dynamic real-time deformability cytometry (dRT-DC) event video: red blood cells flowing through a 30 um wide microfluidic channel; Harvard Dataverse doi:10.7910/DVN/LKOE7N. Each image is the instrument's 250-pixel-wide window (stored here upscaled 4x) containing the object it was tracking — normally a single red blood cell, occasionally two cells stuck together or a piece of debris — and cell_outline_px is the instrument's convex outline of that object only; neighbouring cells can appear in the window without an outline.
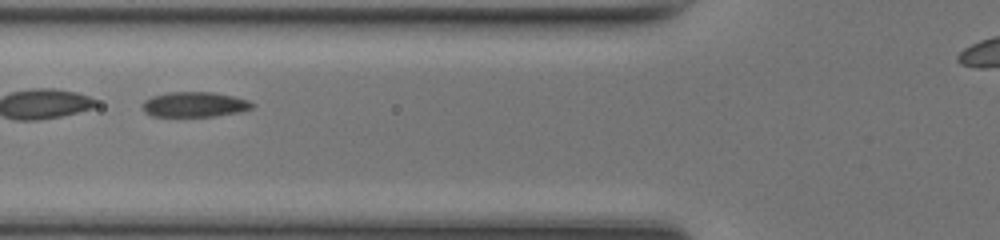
{"species": "common noctule bat (a hibernating species)", "species_latin": "Nyctalus noctula", "temperature_condition": "room temperature", "stored_images_in_passage": 38, "segment_of_instrument_passage": [2, 2], "camera_frame_rate_fps": 3000, "um_per_image_px": 0.085, "animal": {"sex": "female", "body_mass_g": 17.0, "forearm_length_mm": 48.0}, "frame": {"image": 1, "passage_image": 13, "time_ms": 4.0, "image_size_px": [1000, 240], "cell_outline_px": [[256, 104], [252, 108], [240, 112], [216, 116], [152, 116], [144, 112], [140, 104], [144, 100], [152, 96], [168, 92], [212, 92], [232, 96], [248, 100]], "centroid_in_image_um": [16.51, 8.88], "position_along_channel_um": 109.3, "area_um2": 16.18}}
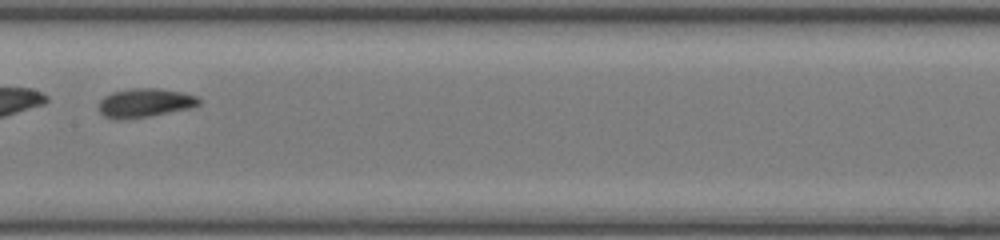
{"frame": {"image": 2, "passage_image": 19, "time_ms": 6.0, "image_size_px": [1000, 240], "cell_outline_px": [[200, 104], [192, 108], [148, 116], [116, 120], [104, 116], [100, 112], [100, 100], [104, 96], [112, 92], [132, 88], [156, 88], [184, 92], [196, 96], [200, 100]], "centroid_in_image_um": [12.33, 8.73], "position_along_channel_um": 195.1, "area_um2": 16.82}}